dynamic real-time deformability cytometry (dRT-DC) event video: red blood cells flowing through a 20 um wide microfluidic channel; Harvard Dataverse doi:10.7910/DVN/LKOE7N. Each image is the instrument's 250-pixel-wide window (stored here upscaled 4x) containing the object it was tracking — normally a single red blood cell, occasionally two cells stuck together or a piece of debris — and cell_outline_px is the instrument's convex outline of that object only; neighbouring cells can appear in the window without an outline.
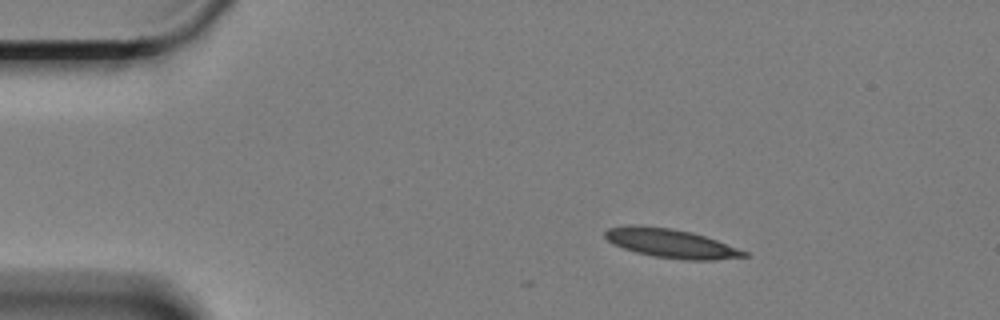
{"species": "Egyptian fruit bat (a non-hibernating species)", "species_latin": "Rousettus aegyptiacus", "temperature_condition": "cold", "stored_images_in_passage": 13, "camera_frame_rate_fps": 3000, "um_per_image_px": 0.085, "animal": {"sex": "female"}, "frame": {"image": 1, "passage_image": 9, "time_ms": 2.667, "image_size_px": [1000, 320], "cell_outline_px": [[748, 256], [712, 260], [680, 260], [652, 256], [636, 252], [612, 244], [604, 236], [604, 232], [608, 228], [668, 228], [688, 232], [704, 236], [716, 240], [748, 252]], "centroid_in_image_um": [57.1, 20.75], "position_along_channel_um": 27.9, "area_um2": 22.37}}